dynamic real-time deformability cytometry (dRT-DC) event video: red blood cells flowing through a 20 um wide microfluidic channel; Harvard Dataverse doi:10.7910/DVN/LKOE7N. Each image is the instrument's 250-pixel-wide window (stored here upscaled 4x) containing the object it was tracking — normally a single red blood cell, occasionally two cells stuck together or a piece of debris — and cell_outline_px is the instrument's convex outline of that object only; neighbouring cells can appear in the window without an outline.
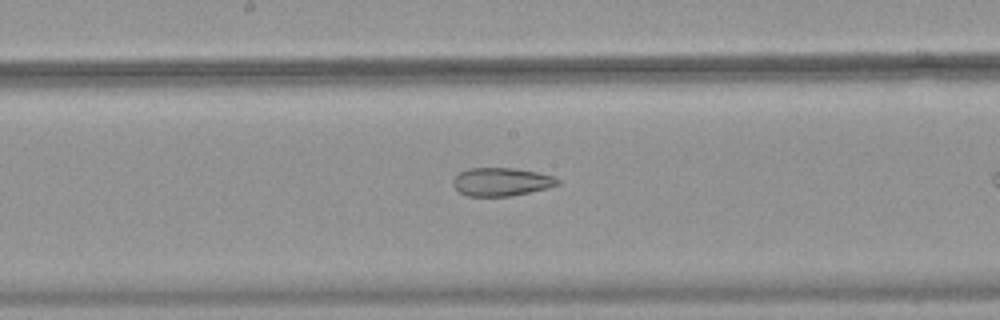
{"species": "common noctule bat (a hibernating species)", "species_latin": "Nyctalus noctula", "temperature_condition": "warm", "stored_images_in_passage": 16, "camera_frame_rate_fps": 3000, "um_per_image_px": 0.085, "animal": {"sex": "female", "body_mass_g": 18.4}, "frame": {"image": 1, "passage_image": 14, "time_ms": 4.333, "image_size_px": [1000, 320], "cell_outline_px": [[560, 184], [548, 188], [512, 196], [468, 196], [460, 192], [452, 184], [452, 180], [460, 172], [468, 168], [512, 168], [536, 172], [552, 176], [560, 180]], "centroid_in_image_um": [42.61, 15.46], "position_along_channel_um": 205.6, "area_um2": 17.17}}